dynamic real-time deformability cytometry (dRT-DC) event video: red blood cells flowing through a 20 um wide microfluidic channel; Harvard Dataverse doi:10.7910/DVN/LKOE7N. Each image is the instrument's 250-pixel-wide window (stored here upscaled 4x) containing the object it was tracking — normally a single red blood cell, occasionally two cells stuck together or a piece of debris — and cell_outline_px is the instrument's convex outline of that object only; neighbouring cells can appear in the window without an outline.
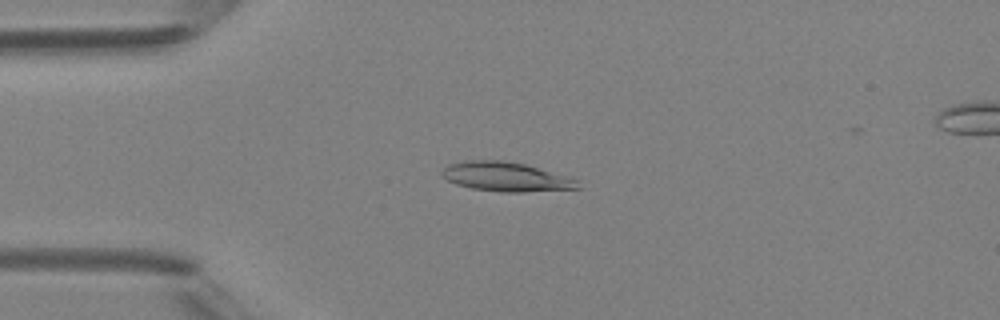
{"species": "Egyptian fruit bat (a non-hibernating species)", "species_latin": "Rousettus aegyptiacus", "temperature_condition": "room temperature", "stored_images_in_passage": 5, "camera_frame_rate_fps": 3000, "um_per_image_px": 0.085, "animal": {"sex": "female"}, "frame": {"image": 1, "passage_image": 4, "time_ms": 3.333, "image_size_px": [1000, 320], "cell_outline_px": [[580, 188], [524, 192], [500, 192], [472, 188], [456, 184], [448, 180], [440, 172], [448, 164], [464, 160], [504, 160], [524, 164], [572, 176], [580, 180]], "centroid_in_image_um": [43.07, 15.02], "position_along_channel_um": 41.9, "area_um2": 23.47}}